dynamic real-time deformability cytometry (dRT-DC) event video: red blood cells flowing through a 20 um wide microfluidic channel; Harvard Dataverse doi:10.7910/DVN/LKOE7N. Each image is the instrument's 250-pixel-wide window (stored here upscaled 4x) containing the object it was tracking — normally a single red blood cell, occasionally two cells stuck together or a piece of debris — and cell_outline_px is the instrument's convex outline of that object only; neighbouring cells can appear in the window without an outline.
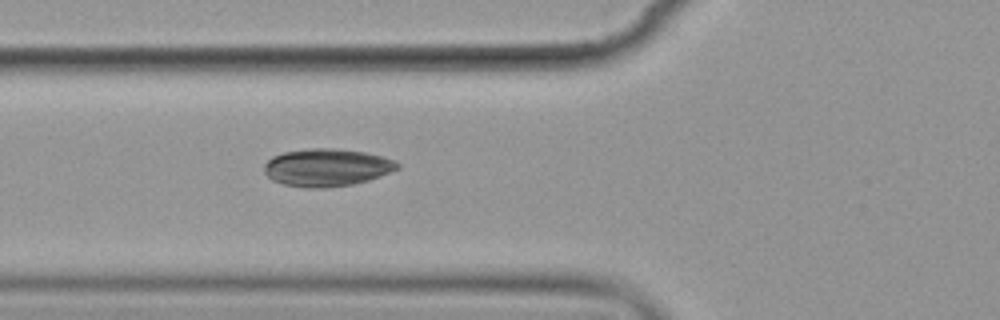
{"species": "common noctule bat (a hibernating species)", "species_latin": "Nyctalus noctula", "temperature_condition": "cold", "stored_images_in_passage": 6, "camera_frame_rate_fps": 3000, "um_per_image_px": 0.085, "animal": {"sex": "female", "body_mass_g": 19.9}, "frame": {"image": 1, "passage_image": 6, "time_ms": 6.667, "image_size_px": [1000, 320], "cell_outline_px": [[400, 168], [380, 176], [368, 180], [352, 184], [324, 188], [304, 188], [284, 184], [272, 180], [264, 172], [264, 164], [272, 156], [284, 152], [308, 148], [332, 148], [364, 152], [396, 160], [400, 164]], "centroid_in_image_um": [27.77, 14.23], "position_along_channel_um": 98.0, "area_um2": 29.25}}